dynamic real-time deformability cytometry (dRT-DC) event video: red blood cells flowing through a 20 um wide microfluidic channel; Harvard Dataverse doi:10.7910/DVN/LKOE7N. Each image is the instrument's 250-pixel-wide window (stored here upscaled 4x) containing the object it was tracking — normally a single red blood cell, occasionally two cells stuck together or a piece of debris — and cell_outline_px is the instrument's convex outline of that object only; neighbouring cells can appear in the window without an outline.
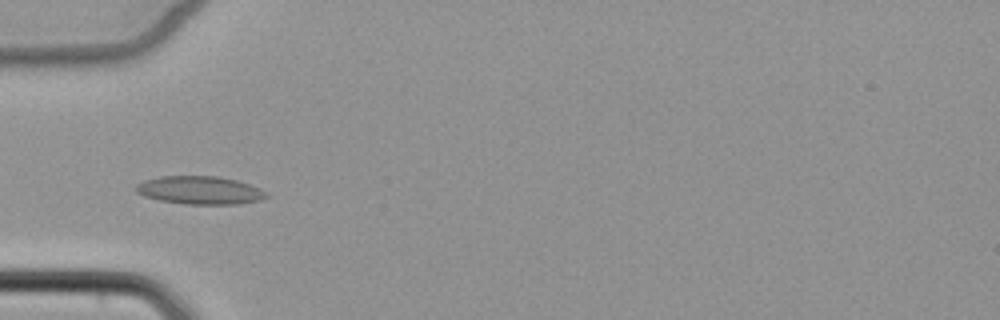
{"species": "common noctule bat (a hibernating species)", "species_latin": "Nyctalus noctula", "temperature_condition": "cold", "stored_images_in_passage": 5, "camera_frame_rate_fps": 3000, "um_per_image_px": 0.085, "animal": {"sex": "female", "body_mass_g": 22.7, "forearm_length_mm": 54.2}, "frame": {"image": 1, "passage_image": 4, "time_ms": 5.0, "image_size_px": [1000, 320], "cell_outline_px": [[268, 196], [260, 200], [236, 204], [184, 204], [160, 200], [144, 196], [136, 192], [136, 184], [144, 180], [160, 176], [216, 176], [236, 180], [260, 188], [268, 192]], "centroid_in_image_um": [16.98, 16.17], "position_along_channel_um": 68.0, "area_um2": 21.33}}
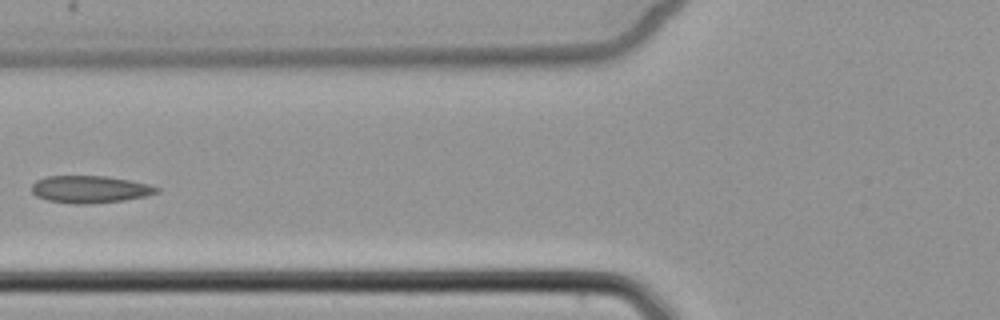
{"frame": {"image": 2, "passage_image": 5, "time_ms": 6.333, "image_size_px": [1000, 320], "cell_outline_px": [[160, 192], [144, 196], [124, 200], [84, 204], [76, 204], [48, 200], [36, 196], [32, 192], [32, 184], [36, 180], [48, 176], [108, 176], [148, 184], [160, 188]], "centroid_in_image_um": [7.64, 16.08], "position_along_channel_um": 118.2, "area_um2": 19.71}}